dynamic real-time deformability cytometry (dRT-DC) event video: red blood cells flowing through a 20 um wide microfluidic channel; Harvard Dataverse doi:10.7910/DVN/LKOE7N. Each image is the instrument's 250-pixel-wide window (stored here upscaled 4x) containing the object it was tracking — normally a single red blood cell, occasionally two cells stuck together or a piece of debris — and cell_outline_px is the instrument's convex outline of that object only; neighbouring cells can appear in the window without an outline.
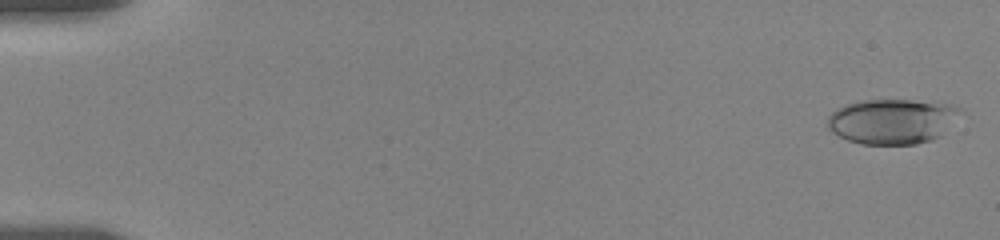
{"species": "human", "species_latin": "Homo sapiens", "temperature_condition": "room temperature", "stored_images_in_passage": 9, "camera_frame_rate_fps": 3000, "um_per_image_px": 0.085, "donor": {"sex": "female"}, "frame": {"image": 1, "passage_image": 1, "time_ms": 0.0, "image_size_px": [1000, 240], "cell_outline_px": [[960, 112], [940, 136], [932, 140], [916, 144], [860, 144], [848, 140], [832, 132], [824, 124], [828, 116], [836, 108], [844, 104], [860, 100], [912, 100], [952, 104], [960, 108]], "centroid_in_image_um": [75.77, 10.3], "position_along_channel_um": 9.2, "area_um2": 34.97}}
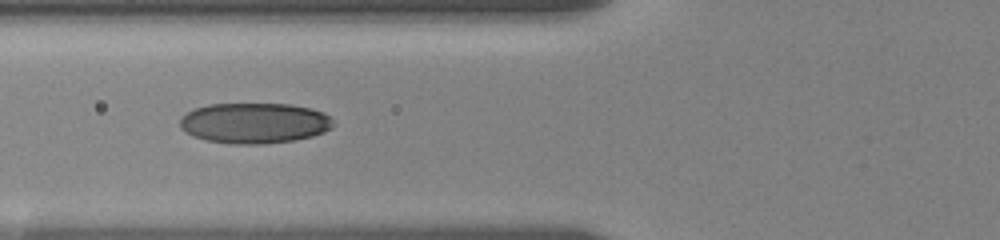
{"frame": {"image": 2, "passage_image": 7, "time_ms": 7.0, "image_size_px": [1000, 240], "cell_outline_px": [[336, 124], [332, 128], [324, 132], [312, 136], [296, 140], [264, 144], [232, 144], [208, 140], [192, 136], [184, 132], [180, 128], [180, 116], [196, 108], [208, 104], [288, 104], [312, 108], [324, 112]], "centroid_in_image_um": [21.63, 10.46], "position_along_channel_um": 104.2, "area_um2": 36.53}}
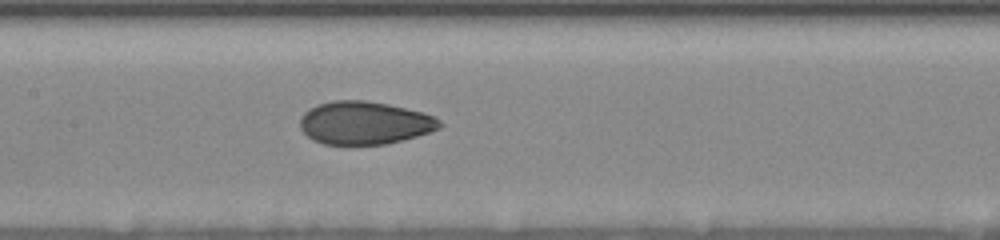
{"frame": {"image": 3, "passage_image": 9, "time_ms": 9.0, "image_size_px": [1000, 240], "cell_outline_px": [[444, 124], [440, 128], [416, 136], [384, 144], [324, 144], [312, 140], [300, 128], [300, 116], [308, 108], [316, 104], [332, 100], [364, 100], [388, 104], [424, 112], [436, 116]], "centroid_in_image_um": [30.97, 10.43], "position_along_channel_um": 176.4, "area_um2": 35.14}}